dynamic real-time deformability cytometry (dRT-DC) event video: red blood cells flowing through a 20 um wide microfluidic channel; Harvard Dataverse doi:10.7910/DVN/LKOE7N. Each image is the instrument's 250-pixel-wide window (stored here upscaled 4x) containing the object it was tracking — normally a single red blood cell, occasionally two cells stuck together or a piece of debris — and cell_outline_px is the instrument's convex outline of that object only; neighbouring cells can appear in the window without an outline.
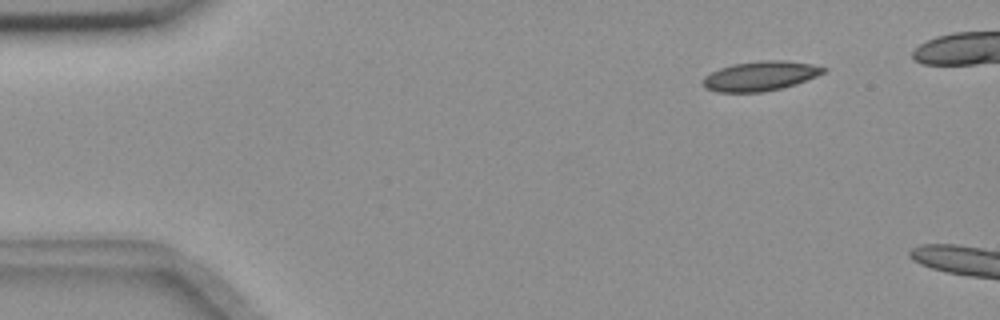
{"species": "common noctule bat (a hibernating species)", "species_latin": "Nyctalus noctula", "temperature_condition": "room temperature", "stored_images_in_passage": 45, "camera_frame_rate_fps": 3000, "um_per_image_px": 0.085, "animal": {"sex": "female", "body_mass_g": 18.4}, "frame": {"image": 1, "passage_image": 1, "time_ms": 0.0, "image_size_px": [1000, 320], "cell_outline_px": [[828, 68], [824, 72], [816, 76], [780, 88], [760, 92], [720, 92], [704, 88], [700, 84], [700, 80], [704, 76], [720, 68], [732, 64], [760, 60], [784, 60], [812, 64]], "centroid_in_image_um": [64.55, 6.45], "position_along_channel_um": 20.5, "area_um2": 20.69}}
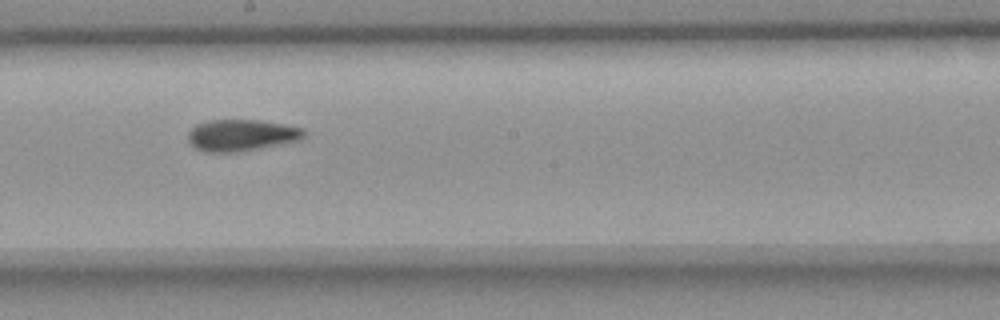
{"frame": {"image": 2, "passage_image": 25, "time_ms": 8.0, "image_size_px": [1000, 320], "cell_outline_px": [[304, 136], [300, 140], [260, 148], [236, 152], [204, 152], [196, 148], [188, 140], [188, 132], [196, 124], [208, 120], [260, 120], [304, 128]], "centroid_in_image_um": [20.5, 11.49], "position_along_channel_um": 227.7, "area_um2": 21.27}}
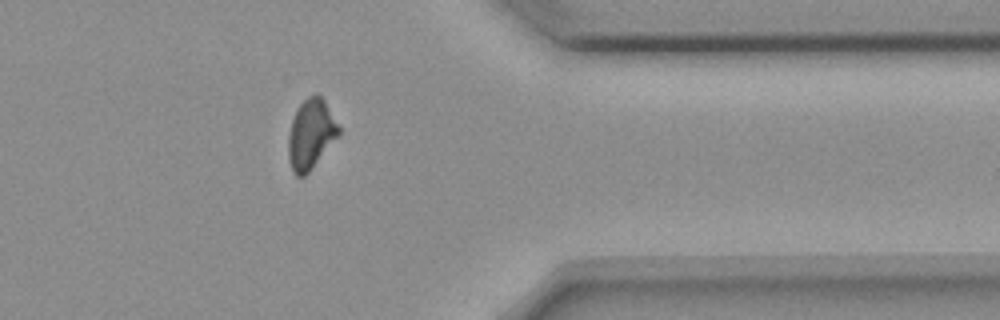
{"frame": {"image": 3, "passage_image": 39, "time_ms": 12.667, "image_size_px": [1000, 320], "cell_outline_px": [[340, 132], [308, 172], [304, 176], [296, 176], [292, 172], [288, 160], [288, 136], [292, 120], [296, 108], [308, 96], [316, 92], [324, 100], [340, 128]], "centroid_in_image_um": [26.38, 11.38], "position_along_channel_um": 385.0, "area_um2": 20.17}, "authors_computed_cell_mechanics": {"area_um2": 20.9814, "velocity_mm_per_s": 3.6612, "shape_relaxation_time_tau1_ms": null, "shape_relaxation_time_tau2_ms": 7.0393, "deformation_change_tau1": null, "deformation_change_tau2": 0.1113}}